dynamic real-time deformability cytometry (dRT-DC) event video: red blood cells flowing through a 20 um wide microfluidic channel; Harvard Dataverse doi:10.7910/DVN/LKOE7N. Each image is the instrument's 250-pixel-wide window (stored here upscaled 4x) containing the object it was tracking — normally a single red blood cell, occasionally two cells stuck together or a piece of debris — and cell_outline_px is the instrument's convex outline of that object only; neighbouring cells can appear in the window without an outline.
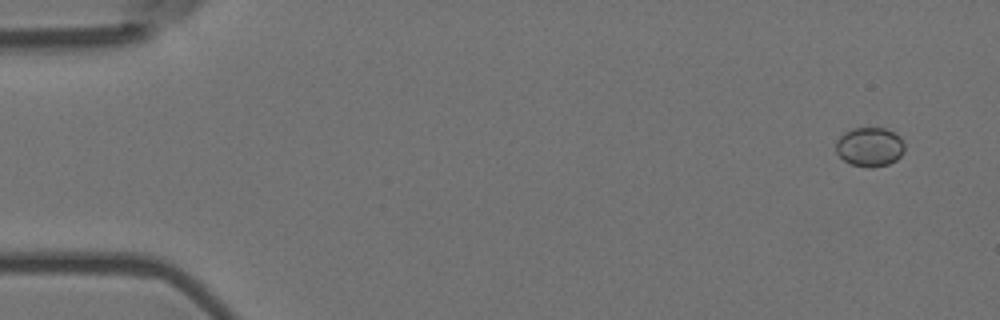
{"species": "Egyptian fruit bat (a non-hibernating species)", "species_latin": "Rousettus aegyptiacus", "temperature_condition": "room temperature", "stored_images_in_passage": 5, "camera_frame_rate_fps": 3000, "um_per_image_px": 0.085, "animal": {"sex": "female"}, "frame": {"image": 1, "passage_image": 1, "time_ms": 0.0, "image_size_px": [1000, 320], "cell_outline_px": [[904, 152], [896, 160], [888, 164], [872, 168], [852, 164], [844, 160], [836, 152], [836, 140], [844, 132], [852, 128], [884, 128], [900, 136], [904, 144]], "centroid_in_image_um": [73.92, 12.48], "position_along_channel_um": 11.1, "area_um2": 15.66}}
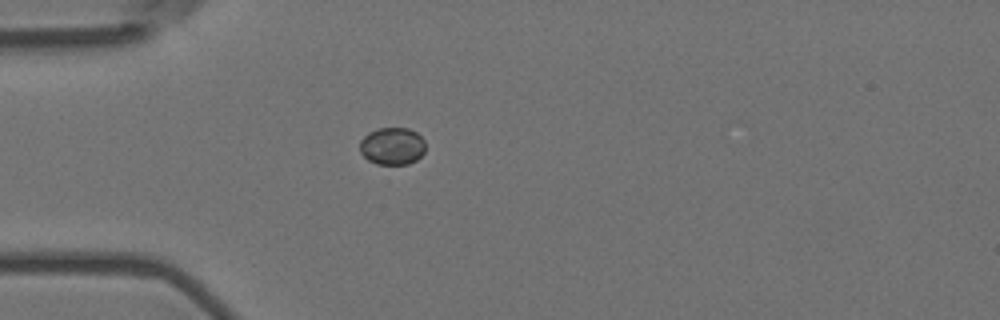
{"frame": {"image": 2, "passage_image": 5, "time_ms": 1.333, "image_size_px": [1000, 320], "cell_outline_px": [[424, 152], [416, 160], [408, 164], [376, 164], [368, 160], [360, 152], [360, 140], [368, 132], [380, 128], [408, 128], [416, 132], [424, 140]], "centroid_in_image_um": [33.33, 12.42], "position_along_channel_um": 51.7, "area_um2": 14.28}}